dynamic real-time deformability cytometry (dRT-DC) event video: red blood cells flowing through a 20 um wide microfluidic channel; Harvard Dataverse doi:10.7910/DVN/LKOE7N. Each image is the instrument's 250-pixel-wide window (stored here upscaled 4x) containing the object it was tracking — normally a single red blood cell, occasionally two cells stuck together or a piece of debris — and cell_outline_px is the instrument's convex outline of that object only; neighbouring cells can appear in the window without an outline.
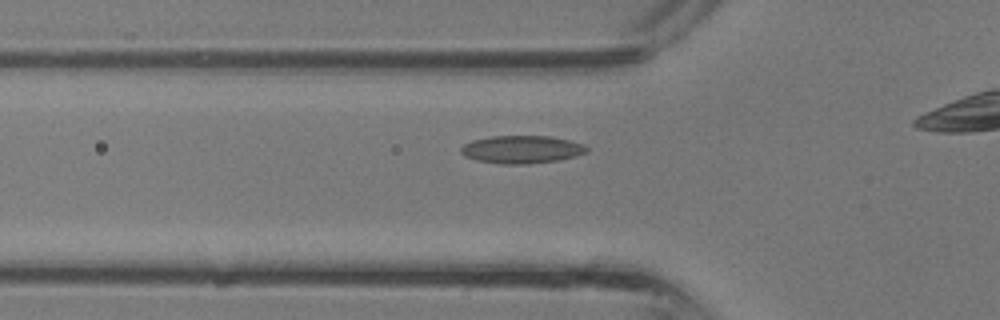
{"species": "common noctule bat (a hibernating species)", "species_latin": "Nyctalus noctula", "temperature_condition": "room temperature", "stored_images_in_passage": 19, "camera_frame_rate_fps": 3000, "um_per_image_px": 0.085, "animal": {"sex": "male", "body_mass_g": 13.3}, "frame": {"image": 1, "passage_image": 4, "time_ms": 1.0, "image_size_px": [1000, 320], "cell_outline_px": [[588, 148], [584, 152], [572, 156], [556, 160], [524, 164], [504, 164], [480, 160], [468, 156], [460, 152], [460, 148], [464, 144], [476, 140], [492, 136], [548, 136], [584, 144]], "centroid_in_image_um": [44.33, 12.69], "position_along_channel_um": 81.5, "area_um2": 19.65}}
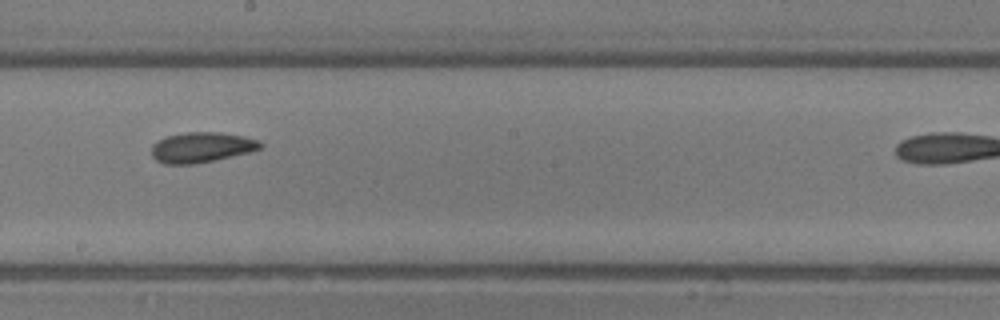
{"frame": {"image": 2, "passage_image": 12, "time_ms": 3.667, "image_size_px": [1000, 320], "cell_outline_px": [[264, 144], [260, 148], [248, 152], [196, 164], [164, 164], [156, 160], [152, 156], [152, 144], [156, 140], [168, 136], [188, 132], [216, 132], [244, 136], [256, 140]], "centroid_in_image_um": [17.08, 12.52], "position_along_channel_um": 231.1, "area_um2": 19.02}}
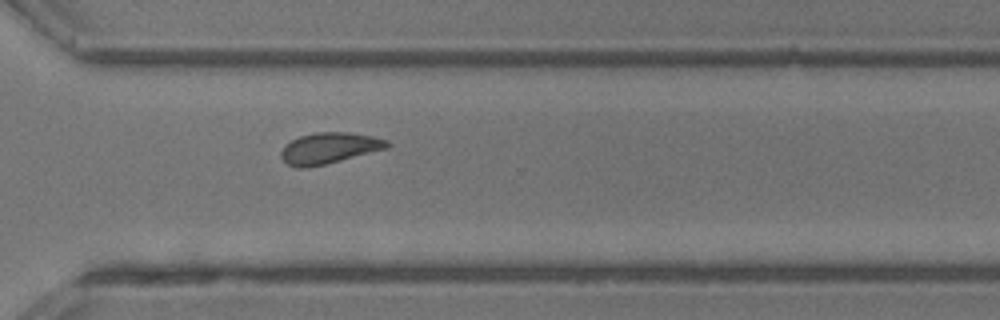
{"frame": {"image": 3, "passage_image": 18, "time_ms": 5.667, "image_size_px": [1000, 320], "cell_outline_px": [[388, 144], [384, 148], [324, 164], [300, 168], [288, 164], [280, 156], [280, 152], [292, 140], [300, 136], [316, 132], [344, 132], [368, 136], [384, 140]], "centroid_in_image_um": [27.88, 12.58], "position_along_channel_um": 342.7, "area_um2": 18.15}}